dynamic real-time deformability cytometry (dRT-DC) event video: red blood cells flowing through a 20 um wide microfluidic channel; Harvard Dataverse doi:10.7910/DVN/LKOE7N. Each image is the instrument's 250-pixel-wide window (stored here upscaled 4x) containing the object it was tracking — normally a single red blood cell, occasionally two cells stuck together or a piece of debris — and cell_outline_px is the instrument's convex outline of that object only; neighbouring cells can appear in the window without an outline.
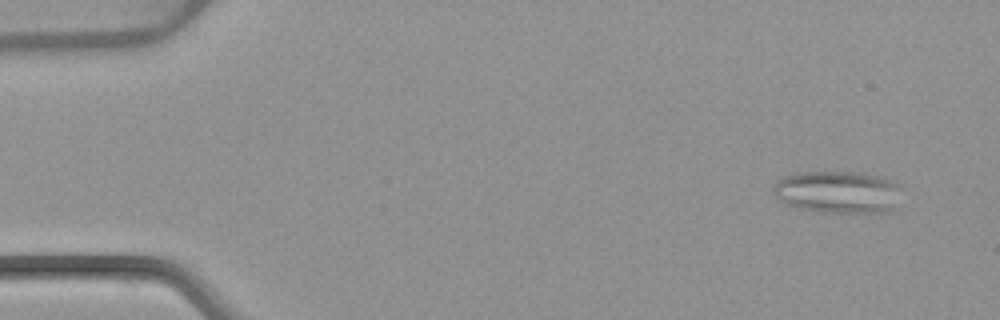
{"species": "common noctule bat (a hibernating species)", "species_latin": "Nyctalus noctula", "temperature_condition": "warm", "stored_images_in_passage": 6, "camera_frame_rate_fps": 3000, "um_per_image_px": 0.085, "animal": {"sex": "female", "body_mass_g": 22.7, "forearm_length_mm": 54.2}, "frame": {"image": 1, "passage_image": 2, "time_ms": 1.0, "image_size_px": [1000, 320], "cell_outline_px": [[900, 188], [896, 208], [892, 212], [820, 212], [796, 208], [780, 200], [772, 192], [772, 188], [776, 180], [784, 176], [796, 172], [856, 172], [880, 176], [900, 184]], "centroid_in_image_um": [71.21, 16.32], "position_along_channel_um": 13.8, "area_um2": 31.96}}
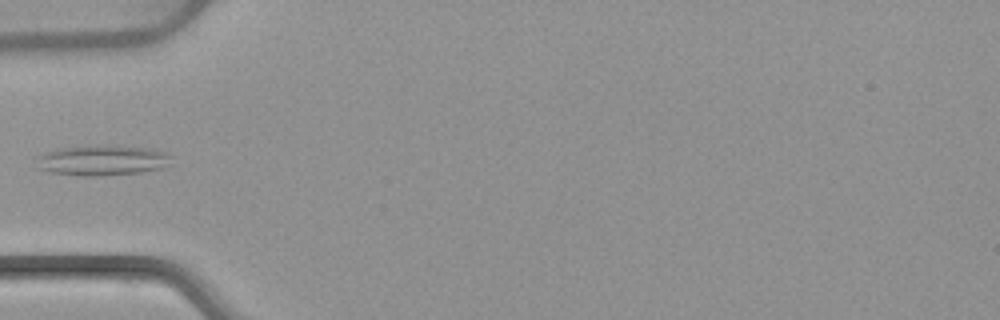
{"frame": {"image": 2, "passage_image": 5, "time_ms": 5.667, "image_size_px": [1000, 320], "cell_outline_px": [[172, 156], [164, 168], [140, 172], [96, 176], [80, 176], [52, 172], [36, 168], [32, 156], [56, 148], [100, 144], [112, 144], [148, 148], [168, 152]], "centroid_in_image_um": [8.6, 13.6], "position_along_channel_um": 76.4, "area_um2": 24.68}}